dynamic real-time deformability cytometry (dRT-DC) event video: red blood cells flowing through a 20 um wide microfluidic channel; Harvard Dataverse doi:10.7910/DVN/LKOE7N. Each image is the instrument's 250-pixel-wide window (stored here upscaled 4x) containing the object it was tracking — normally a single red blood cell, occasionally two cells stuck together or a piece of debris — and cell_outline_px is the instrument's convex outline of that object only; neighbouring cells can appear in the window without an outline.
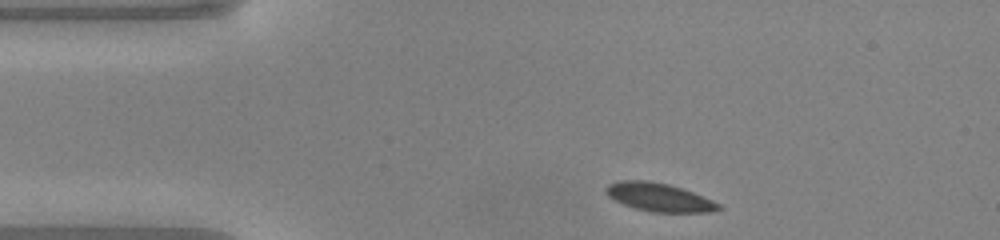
{"species": "common noctule bat (a hibernating species)", "species_latin": "Nyctalus noctula", "temperature_condition": "warm", "stored_images_in_passage": 42, "camera_frame_rate_fps": 3000, "um_per_image_px": 0.085, "animal": {"sex": "male", "body_mass_g": 20.0, "forearm_length_mm": 53.3}, "frame": {"image": 1, "passage_image": 1, "time_ms": 0.0, "image_size_px": [1000, 240], "cell_outline_px": [[724, 208], [712, 212], [652, 212], [636, 208], [624, 204], [608, 196], [604, 192], [604, 188], [608, 184], [620, 180], [648, 180], [668, 184], [692, 192], [712, 200], [720, 204]], "centroid_in_image_um": [56.01, 16.76], "position_along_channel_um": 29.0, "area_um2": 18.55}}
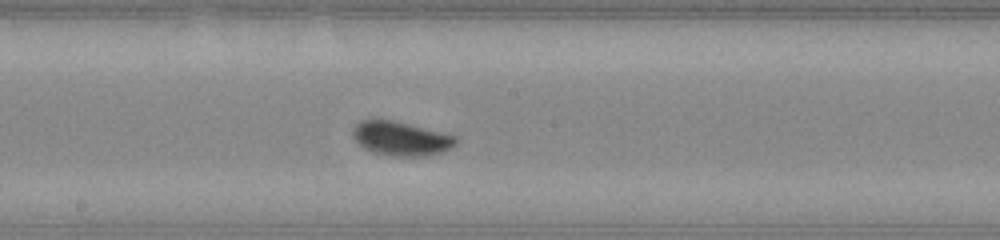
{"frame": {"image": 2, "passage_image": 18, "time_ms": 5.667, "image_size_px": [1000, 240], "cell_outline_px": [[456, 144], [452, 148], [444, 152], [428, 156], [392, 156], [372, 152], [364, 148], [352, 136], [352, 128], [360, 120], [396, 120], [456, 136]], "centroid_in_image_um": [34.09, 11.78], "position_along_channel_um": 214.1, "area_um2": 20.63}}
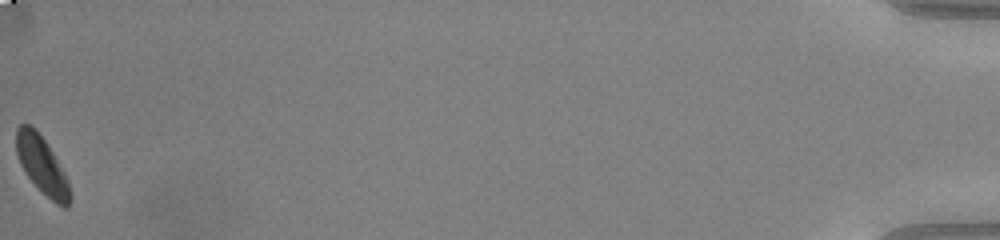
{"frame": {"image": 3, "passage_image": 42, "time_ms": 13.667, "image_size_px": [1000, 240], "cell_outline_px": [[72, 196], [68, 208], [64, 208], [56, 204], [28, 176], [20, 164], [16, 152], [16, 128], [20, 124], [28, 124], [44, 140], [52, 152], [68, 180]], "centroid_in_image_um": [3.58, 14.07], "position_along_channel_um": 431.6, "area_um2": 17.46}, "authors_computed_cell_mechanics": {"area_um2": 18.6983, "velocity_mm_per_s": 4.0572, "shape_relaxation_time_tau1_ms": 2.4652, "shape_relaxation_time_tau2_ms": null, "deformation_change_tau1": 0.1213, "deformation_change_tau2": null}}